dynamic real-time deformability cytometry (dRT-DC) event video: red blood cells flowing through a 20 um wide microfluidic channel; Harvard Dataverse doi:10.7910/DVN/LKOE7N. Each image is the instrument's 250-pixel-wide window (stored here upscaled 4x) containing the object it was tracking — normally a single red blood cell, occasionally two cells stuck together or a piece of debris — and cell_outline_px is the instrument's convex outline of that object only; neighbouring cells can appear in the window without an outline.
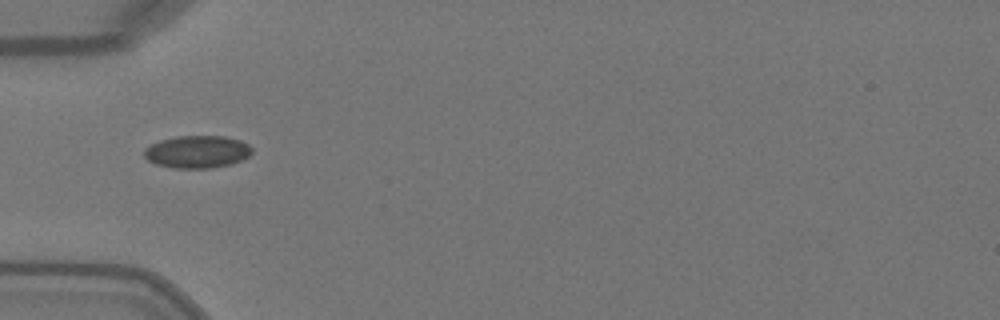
{"species": "Egyptian fruit bat (a non-hibernating species)", "species_latin": "Rousettus aegyptiacus", "temperature_condition": "warm", "stored_images_in_passage": 34, "camera_frame_rate_fps": 3000, "um_per_image_px": 0.085, "animal": {"sex": "female"}, "frame": {"image": 1, "passage_image": 1, "time_ms": 0.0, "image_size_px": [1000, 320], "cell_outline_px": [[252, 152], [248, 156], [240, 160], [228, 164], [212, 168], [172, 168], [156, 164], [148, 160], [144, 156], [144, 148], [160, 140], [176, 136], [224, 136], [240, 140], [248, 144], [252, 148]], "centroid_in_image_um": [16.74, 12.9], "position_along_channel_um": 68.3, "area_um2": 20.35}}
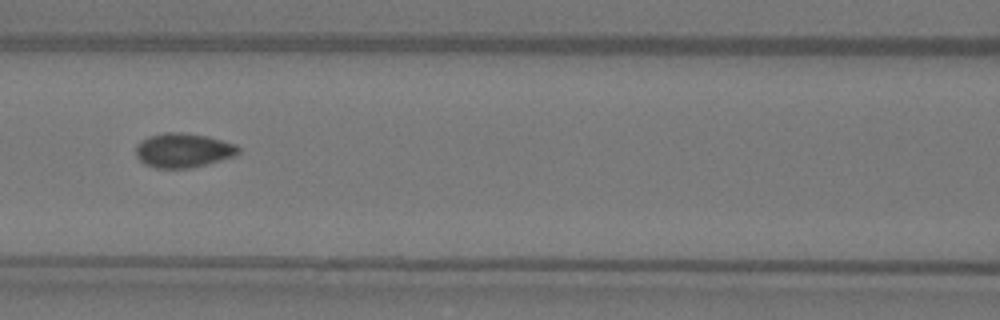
{"frame": {"image": 2, "passage_image": 7, "time_ms": 2.0, "image_size_px": [1000, 320], "cell_outline_px": [[240, 152], [236, 156], [188, 168], [156, 168], [144, 164], [136, 156], [136, 144], [140, 140], [164, 132], [180, 132], [208, 136], [236, 144], [240, 148]], "centroid_in_image_um": [15.57, 12.77], "position_along_channel_um": 151.0, "area_um2": 20.52}}
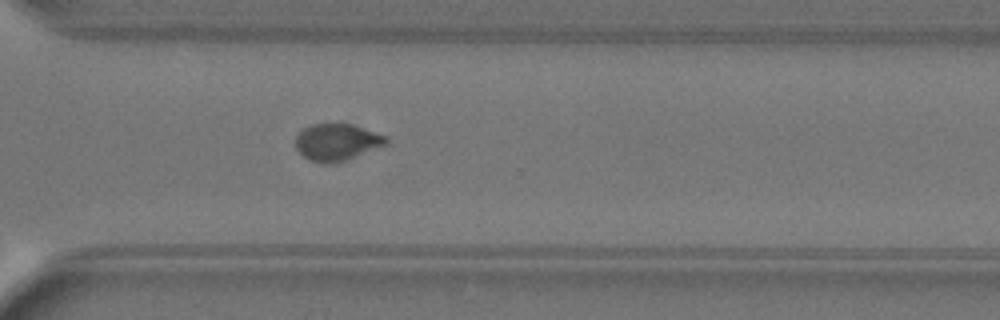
{"frame": {"image": 3, "passage_image": 21, "time_ms": 6.667, "image_size_px": [1000, 320], "cell_outline_px": [[388, 144], [336, 164], [324, 164], [308, 160], [296, 148], [296, 136], [304, 128], [312, 124], [328, 120], [340, 120], [388, 136]], "centroid_in_image_um": [28.65, 12.04], "position_along_channel_um": 342.0, "area_um2": 20.35}, "authors_computed_cell_mechanics": {"area_um2": 19.941, "velocity_mm_per_s": 4.1097, "shape_relaxation_time_tau1_ms": 5.7442, "shape_relaxation_time_tau2_ms": null, "deformation_change_tau1": 0.1425, "deformation_change_tau2": null}}